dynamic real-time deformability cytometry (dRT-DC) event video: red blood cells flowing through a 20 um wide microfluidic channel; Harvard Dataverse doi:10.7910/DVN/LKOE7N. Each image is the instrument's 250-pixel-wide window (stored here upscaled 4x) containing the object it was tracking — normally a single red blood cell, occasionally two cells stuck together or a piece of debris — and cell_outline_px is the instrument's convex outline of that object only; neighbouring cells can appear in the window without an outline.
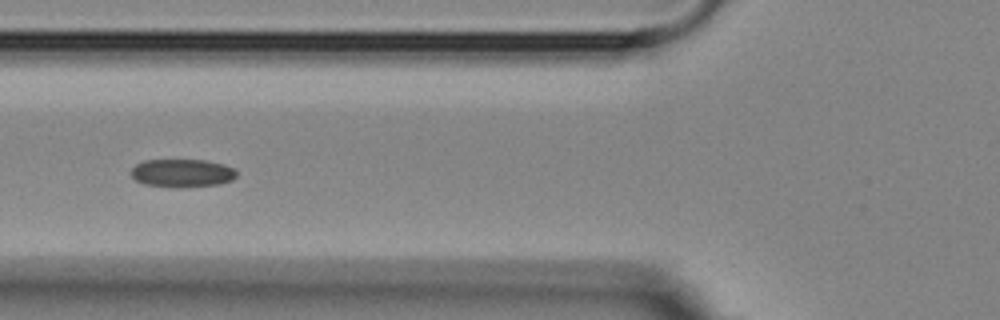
{"species": "Egyptian fruit bat (a non-hibernating species)", "species_latin": "Rousettus aegyptiacus", "temperature_condition": "room temperature", "stored_images_in_passage": 10, "camera_frame_rate_fps": 3000, "um_per_image_px": 0.085, "animal": {"sex": "female"}, "frame": {"image": 1, "passage_image": 4, "time_ms": 1.0, "image_size_px": [1000, 320], "cell_outline_px": [[236, 176], [232, 180], [220, 184], [144, 184], [136, 180], [132, 176], [132, 168], [136, 164], [144, 160], [204, 160], [224, 164], [232, 168], [236, 172]], "centroid_in_image_um": [15.49, 14.65], "position_along_channel_um": 110.3, "area_um2": 16.18}}